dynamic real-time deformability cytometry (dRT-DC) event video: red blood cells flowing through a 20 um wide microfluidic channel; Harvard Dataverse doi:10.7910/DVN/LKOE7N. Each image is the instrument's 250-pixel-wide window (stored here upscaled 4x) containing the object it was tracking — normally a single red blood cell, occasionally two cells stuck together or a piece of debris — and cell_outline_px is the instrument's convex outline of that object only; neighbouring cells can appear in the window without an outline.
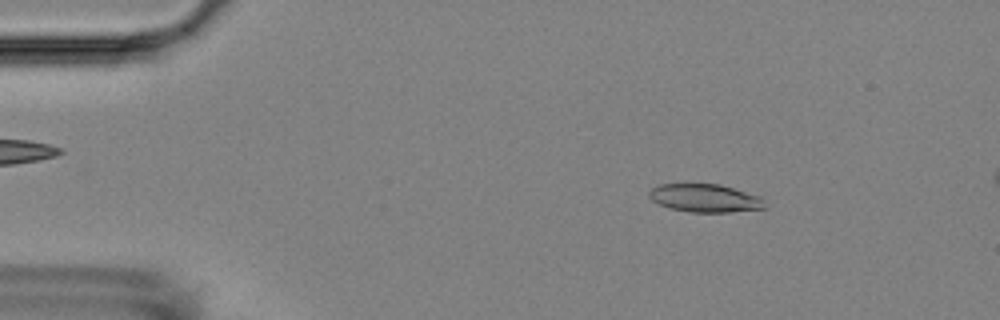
{"species": "Egyptian fruit bat (a non-hibernating species)", "species_latin": "Rousettus aegyptiacus", "temperature_condition": "room temperature", "stored_images_in_passage": 4, "camera_frame_rate_fps": 3000, "um_per_image_px": 0.085, "animal": {"sex": "female"}, "frame": {"image": 1, "passage_image": 1, "time_ms": 0.0, "image_size_px": [1000, 320], "cell_outline_px": [[768, 208], [732, 212], [692, 212], [668, 208], [652, 200], [648, 196], [648, 192], [652, 188], [660, 184], [720, 184], [760, 196], [764, 200]], "centroid_in_image_um": [59.95, 16.84], "position_along_channel_um": 25.0, "area_um2": 19.07}}